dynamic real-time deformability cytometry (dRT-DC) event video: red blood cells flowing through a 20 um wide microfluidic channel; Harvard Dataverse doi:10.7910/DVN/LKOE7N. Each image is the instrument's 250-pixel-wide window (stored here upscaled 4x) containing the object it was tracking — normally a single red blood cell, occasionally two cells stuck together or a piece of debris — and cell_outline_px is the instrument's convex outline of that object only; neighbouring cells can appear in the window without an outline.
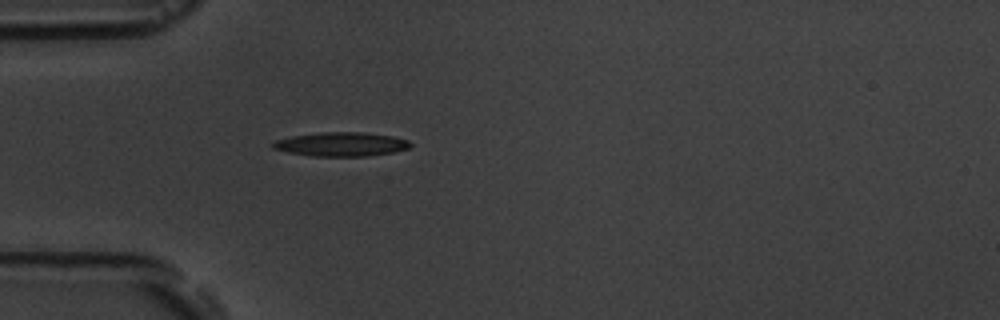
{"species": "common noctule bat (a hibernating species)", "species_latin": "Nyctalus noctula", "temperature_condition": "room temperature", "stored_images_in_passage": 4, "camera_frame_rate_fps": 3000, "um_per_image_px": 0.085, "animal": {"sex": "male", "body_mass_g": 19.5, "forearm_length_mm": 54.6}, "frame": {"image": 1, "passage_image": 4, "time_ms": 3.333, "image_size_px": [1000, 320], "cell_outline_px": [[412, 144], [408, 148], [392, 152], [368, 156], [312, 156], [288, 152], [272, 148], [272, 144], [276, 140], [292, 136], [320, 132], [364, 132], [392, 136], [408, 140]], "centroid_in_image_um": [29.0, 12.25], "position_along_channel_um": 56.0, "area_um2": 19.13}}